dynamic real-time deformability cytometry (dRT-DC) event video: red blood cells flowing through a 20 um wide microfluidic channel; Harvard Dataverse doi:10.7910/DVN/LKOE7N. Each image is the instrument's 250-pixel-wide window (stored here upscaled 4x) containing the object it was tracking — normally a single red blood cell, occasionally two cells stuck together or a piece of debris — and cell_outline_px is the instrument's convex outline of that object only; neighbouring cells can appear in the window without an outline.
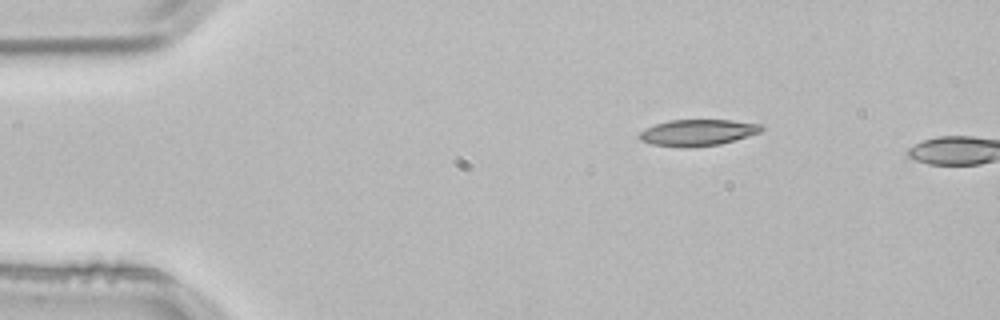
{"species": "common noctule bat (a hibernating species)", "species_latin": "Nyctalus noctula", "temperature_condition": "room temperature", "stored_images_in_passage": 2, "camera_frame_rate_fps": 3000, "um_per_image_px": 0.085, "animal": {"sex": "male", "body_mass_g": 21.5, "forearm_length_mm": 52.0}, "frame": {"image": 1, "passage_image": 2, "time_ms": 0.333, "image_size_px": [1000, 320], "cell_outline_px": [[764, 128], [760, 132], [748, 136], [720, 144], [688, 148], [680, 148], [652, 144], [640, 140], [640, 132], [644, 128], [668, 120], [732, 120], [764, 124]], "centroid_in_image_um": [59.31, 11.27], "position_along_channel_um": 25.7, "area_um2": 18.9}}